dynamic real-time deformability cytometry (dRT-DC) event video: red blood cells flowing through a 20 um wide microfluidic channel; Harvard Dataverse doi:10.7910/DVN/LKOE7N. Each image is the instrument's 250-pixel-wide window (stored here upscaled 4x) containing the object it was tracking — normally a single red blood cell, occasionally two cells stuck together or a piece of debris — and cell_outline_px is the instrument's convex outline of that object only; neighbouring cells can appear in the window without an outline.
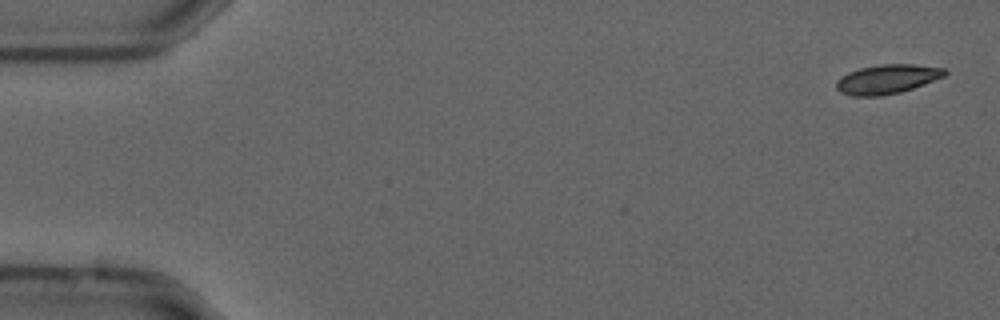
{"species": "common noctule bat (a hibernating species)", "species_latin": "Nyctalus noctula", "temperature_condition": "cold", "stored_images_in_passage": 2, "camera_frame_rate_fps": 3000, "um_per_image_px": 0.085, "animal": {"sex": "male", "forearm_length_mm": 52.5}, "frame": {"image": 1, "passage_image": 2, "time_ms": 0.333, "image_size_px": [1000, 320], "cell_outline_px": [[948, 72], [944, 76], [924, 84], [900, 92], [880, 96], [852, 96], [840, 92], [836, 88], [836, 80], [848, 72], [860, 68], [880, 64], [912, 64], [944, 68]], "centroid_in_image_um": [75.38, 6.72], "position_along_channel_um": 9.6, "area_um2": 18.44}}